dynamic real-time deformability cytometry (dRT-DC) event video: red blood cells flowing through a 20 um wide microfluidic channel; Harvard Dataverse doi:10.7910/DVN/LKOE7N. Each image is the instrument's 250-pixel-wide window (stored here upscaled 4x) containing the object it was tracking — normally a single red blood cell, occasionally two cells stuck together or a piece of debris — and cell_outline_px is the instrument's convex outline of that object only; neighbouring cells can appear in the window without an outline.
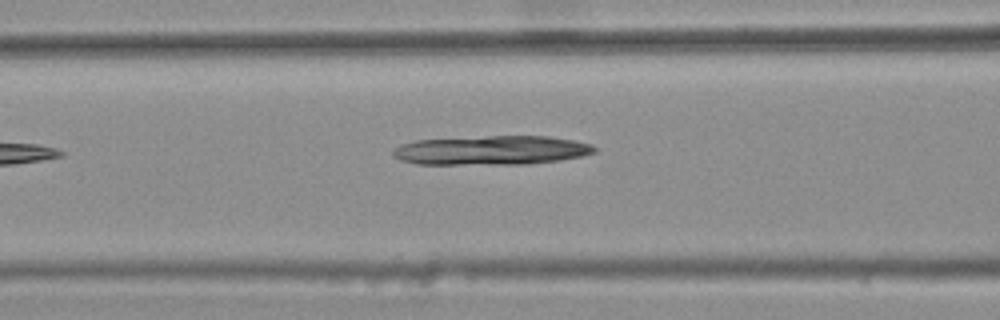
{"species": "common noctule bat (a hibernating species)", "species_latin": "Nyctalus noctula", "temperature_condition": "warm", "stored_images_in_passage": 4, "camera_frame_rate_fps": 3000, "um_per_image_px": 0.085, "animal": {"sex": "female", "body_mass_g": 25.1}, "frame": {"image": 1, "passage_image": 4, "time_ms": 1.0, "image_size_px": [1000, 320], "cell_outline_px": [[596, 152], [584, 156], [560, 160], [524, 164], [416, 164], [400, 160], [392, 156], [392, 152], [400, 144], [416, 140], [488, 136], [548, 136], [572, 140], [592, 144], [596, 148]], "centroid_in_image_um": [41.78, 12.78], "position_along_channel_um": 124.8, "area_um2": 34.33}}